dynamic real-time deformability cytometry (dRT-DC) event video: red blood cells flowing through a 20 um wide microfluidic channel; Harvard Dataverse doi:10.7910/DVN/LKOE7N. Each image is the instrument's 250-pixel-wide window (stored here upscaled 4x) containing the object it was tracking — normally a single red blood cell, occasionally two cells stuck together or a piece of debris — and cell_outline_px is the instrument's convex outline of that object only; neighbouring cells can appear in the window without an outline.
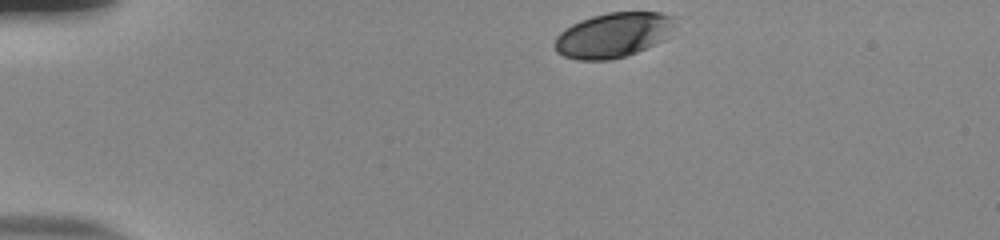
{"species": "human", "species_latin": "Homo sapiens", "temperature_condition": "room temperature", "stored_images_in_passage": 37, "camera_frame_rate_fps": 3000, "um_per_image_px": 0.085, "donor": {"sex": "male"}, "frame": {"image": 1, "passage_image": 1, "time_ms": 0.0, "image_size_px": [1000, 240], "cell_outline_px": [[672, 36], [656, 44], [636, 52], [624, 56], [608, 60], [580, 60], [564, 56], [556, 52], [556, 36], [560, 32], [572, 24], [580, 20], [592, 16], [608, 12], [660, 12], [672, 16]], "centroid_in_image_um": [52.13, 2.98], "position_along_channel_um": 32.9, "area_um2": 31.33}}
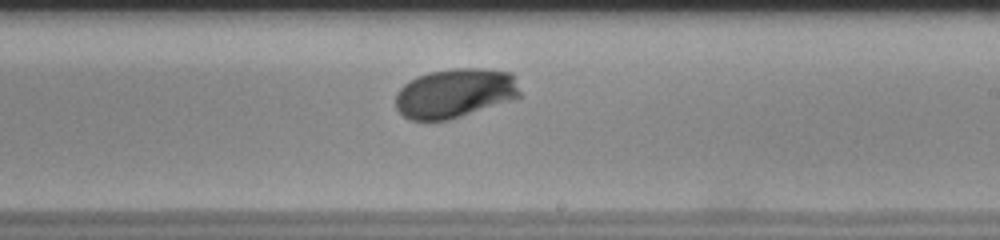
{"frame": {"image": 2, "passage_image": 24, "time_ms": 7.667, "image_size_px": [1000, 240], "cell_outline_px": [[520, 96], [448, 120], [412, 120], [404, 116], [396, 108], [396, 92], [404, 84], [416, 76], [428, 72], [452, 68], [484, 68], [512, 72], [520, 92]], "centroid_in_image_um": [38.63, 7.89], "position_along_channel_um": 250.4, "area_um2": 35.49}}
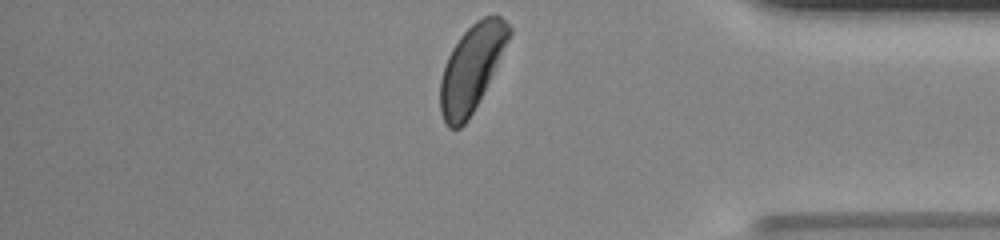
{"frame": {"image": 3, "passage_image": 37, "time_ms": 12.0, "image_size_px": [1000, 240], "cell_outline_px": [[512, 32], [468, 120], [460, 128], [448, 128], [440, 112], [440, 80], [444, 64], [452, 48], [460, 36], [476, 20], [484, 16], [500, 16], [512, 28]], "centroid_in_image_um": [40.03, 5.78], "position_along_channel_um": 395.2, "area_um2": 33.58}, "authors_computed_cell_mechanics": {"area_um2": 34.5066, "velocity_mm_per_s": 3.7584, "shape_relaxation_time_tau1_ms": 3.4179, "shape_relaxation_time_tau2_ms": null, "deformation_change_tau1": 0.1541, "deformation_change_tau2": null}}